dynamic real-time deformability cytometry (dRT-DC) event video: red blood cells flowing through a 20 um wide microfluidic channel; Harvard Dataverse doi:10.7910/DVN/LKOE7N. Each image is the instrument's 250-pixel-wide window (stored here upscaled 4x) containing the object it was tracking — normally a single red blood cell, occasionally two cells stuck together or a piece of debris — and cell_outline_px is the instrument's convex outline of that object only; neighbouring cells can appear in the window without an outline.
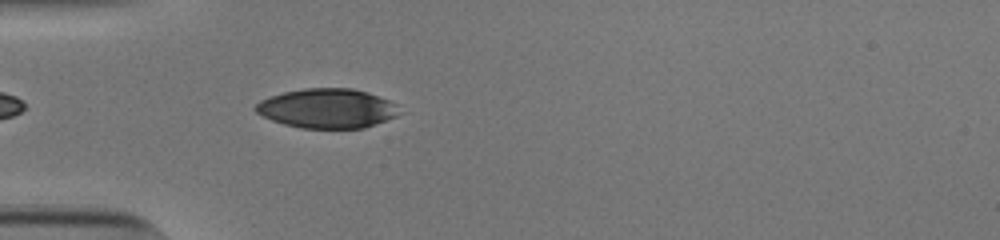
{"species": "human", "species_latin": "Homo sapiens", "temperature_condition": "cold", "stored_images_in_passage": 40, "camera_frame_rate_fps": 3000, "um_per_image_px": 0.085, "donor": {"sex": "male"}, "frame": {"image": 1, "passage_image": 3, "time_ms": 0.667, "image_size_px": [1000, 240], "cell_outline_px": [[400, 112], [396, 116], [376, 124], [364, 128], [300, 128], [284, 124], [272, 120], [256, 112], [252, 108], [260, 100], [284, 92], [304, 88], [352, 88], [368, 92], [388, 100], [396, 104]], "centroid_in_image_um": [27.81, 9.21], "position_along_channel_um": 57.2, "area_um2": 33.0}}
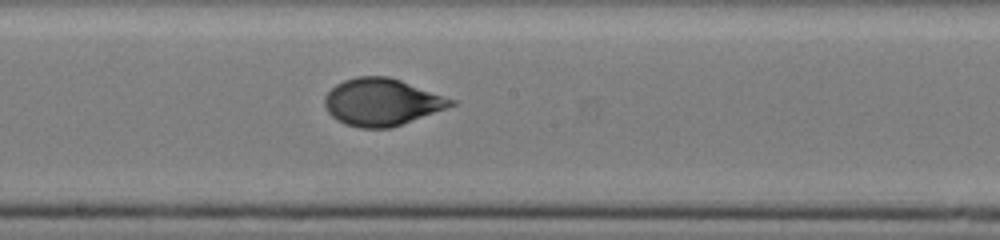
{"frame": {"image": 2, "passage_image": 16, "time_ms": 5.0, "image_size_px": [1000, 240], "cell_outline_px": [[456, 104], [392, 128], [360, 128], [344, 124], [336, 120], [328, 112], [324, 104], [324, 96], [336, 84], [344, 80], [356, 76], [388, 76], [400, 80], [456, 100]], "centroid_in_image_um": [32.42, 8.68], "position_along_channel_um": 215.8, "area_um2": 34.62}}
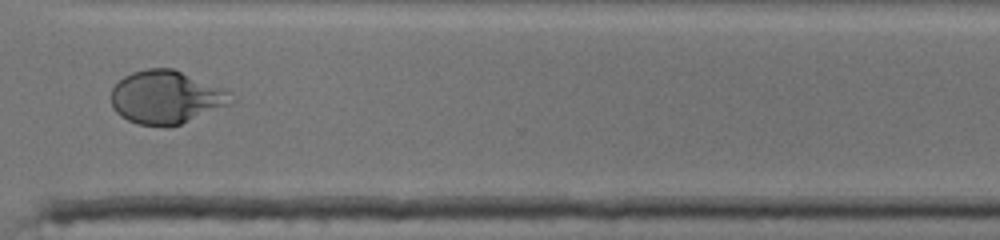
{"frame": {"image": 3, "passage_image": 27, "time_ms": 8.667, "image_size_px": [1000, 240], "cell_outline_px": [[236, 100], [232, 104], [180, 124], [168, 128], [164, 128], [136, 124], [120, 116], [112, 108], [112, 88], [124, 76], [132, 72], [148, 68], [172, 68], [220, 88], [228, 92]], "centroid_in_image_um": [14.09, 8.3], "position_along_channel_um": 356.5, "area_um2": 37.17}, "authors_computed_cell_mechanics": {"area_um2": 35.0557, "velocity_mm_per_s": 3.8347, "shape_relaxation_time_tau1_ms": 4.3802, "shape_relaxation_time_tau2_ms": 0.7996, "deformation_change_tau1": 0.1849, "deformation_change_tau2": 0.049}}